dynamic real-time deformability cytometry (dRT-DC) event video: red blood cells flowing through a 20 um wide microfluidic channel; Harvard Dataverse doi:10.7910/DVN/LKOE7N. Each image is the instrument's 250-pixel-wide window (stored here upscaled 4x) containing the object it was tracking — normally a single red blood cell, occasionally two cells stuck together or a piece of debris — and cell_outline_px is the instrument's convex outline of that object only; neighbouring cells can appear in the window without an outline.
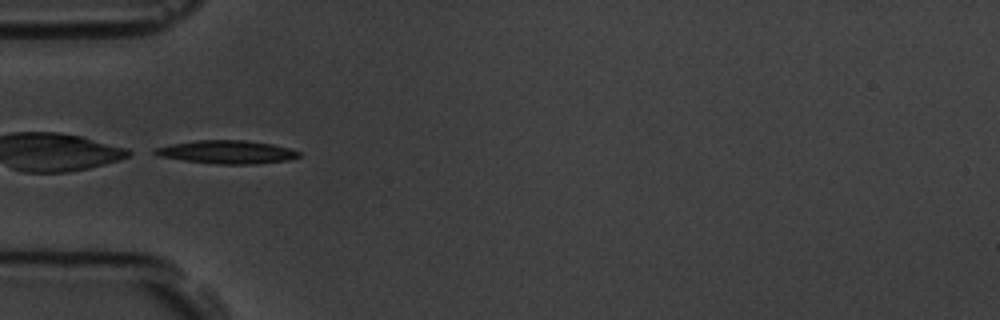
{"species": "common noctule bat (a hibernating species)", "species_latin": "Nyctalus noctula", "temperature_condition": "room temperature", "stored_images_in_passage": 16, "camera_frame_rate_fps": 3000, "um_per_image_px": 0.085, "animal": {"sex": "male", "body_mass_g": 19.5, "forearm_length_mm": 54.6}, "frame": {"image": 1, "passage_image": 6, "time_ms": 6.667, "image_size_px": [1000, 320], "cell_outline_px": [[300, 156], [288, 160], [252, 164], [216, 164], [184, 160], [156, 156], [148, 152], [156, 148], [172, 144], [196, 140], [244, 140], [272, 144], [288, 148], [300, 152]], "centroid_in_image_um": [19.22, 12.92], "position_along_channel_um": 65.8, "area_um2": 19.48}}
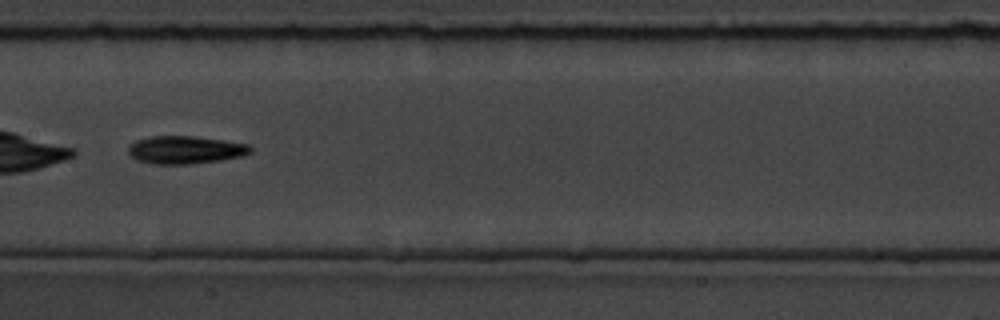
{"frame": {"image": 2, "passage_image": 9, "time_ms": 10.0, "image_size_px": [1000, 320], "cell_outline_px": [[252, 152], [240, 156], [220, 160], [188, 164], [152, 164], [136, 160], [128, 152], [128, 148], [136, 140], [152, 136], [196, 136], [224, 140], [248, 144], [252, 148]], "centroid_in_image_um": [15.75, 12.73], "position_along_channel_um": 191.7, "area_um2": 19.77}, "authors_computed_cell_mechanics": {"area_um2": 17.8313, "velocity_mm_per_s": 3.8106, "shape_relaxation_time_tau1_ms": 2.0541, "shape_relaxation_time_tau2_ms": 4.9959, "deformation_change_tau1": 0.1426, "deformation_change_tau2": 0.154}}